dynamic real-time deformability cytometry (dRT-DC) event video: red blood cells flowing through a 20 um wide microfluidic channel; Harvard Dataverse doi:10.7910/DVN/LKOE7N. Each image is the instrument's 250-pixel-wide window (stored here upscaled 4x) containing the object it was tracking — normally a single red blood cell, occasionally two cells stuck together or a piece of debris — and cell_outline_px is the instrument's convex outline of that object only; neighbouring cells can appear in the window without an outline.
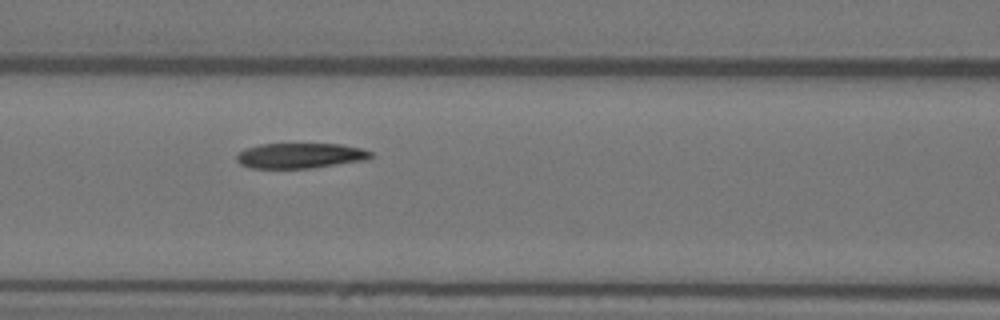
{"species": "Egyptian fruit bat (a non-hibernating species)", "species_latin": "Rousettus aegyptiacus", "temperature_condition": "warm", "stored_images_in_passage": 6, "camera_frame_rate_fps": 3000, "um_per_image_px": 0.085, "animal": {"sex": "female"}, "frame": {"image": 1, "passage_image": 6, "time_ms": 1.667, "image_size_px": [1000, 320], "cell_outline_px": [[376, 156], [368, 160], [312, 168], [252, 168], [240, 164], [236, 160], [236, 156], [244, 148], [260, 144], [340, 144], [360, 148], [372, 152]], "centroid_in_image_um": [25.55, 13.23], "position_along_channel_um": 141.0, "area_um2": 19.94}}